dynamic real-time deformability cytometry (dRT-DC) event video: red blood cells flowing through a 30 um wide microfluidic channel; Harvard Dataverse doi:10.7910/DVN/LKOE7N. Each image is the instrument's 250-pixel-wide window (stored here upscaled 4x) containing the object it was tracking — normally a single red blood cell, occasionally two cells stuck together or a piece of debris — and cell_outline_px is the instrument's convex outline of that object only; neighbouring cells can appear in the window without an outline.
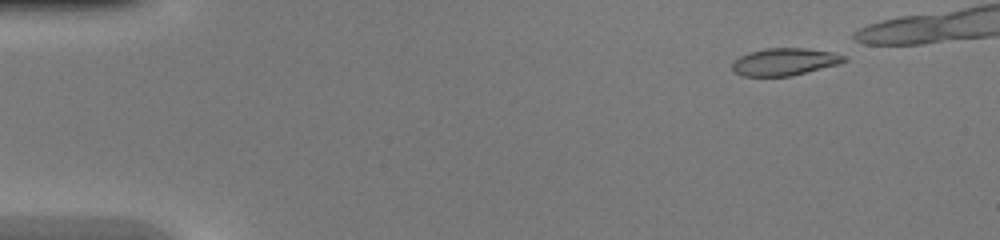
{"species": "common noctule bat (a hibernating species)", "species_latin": "Nyctalus noctula", "temperature_condition": "warm", "stored_images_in_passage": 34, "camera_frame_rate_fps": 3000, "um_per_image_px": 0.085, "animal": {"sex": "female", "body_mass_g": 20.0, "forearm_length_mm": 54.0}, "frame": {"image": 1, "passage_image": 1, "time_ms": 0.0, "image_size_px": [1000, 240], "cell_outline_px": [[848, 60], [840, 64], [792, 76], [740, 76], [732, 72], [732, 60], [748, 52], [764, 48], [804, 48], [832, 52], [844, 56]], "centroid_in_image_um": [66.65, 5.26], "position_along_channel_um": 18.4, "area_um2": 18.09}}
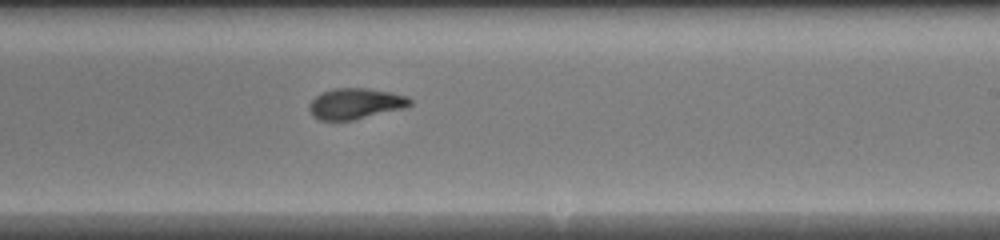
{"frame": {"image": 2, "passage_image": 24, "time_ms": 7.667, "image_size_px": [1000, 240], "cell_outline_px": [[412, 104], [404, 108], [352, 120], [320, 120], [312, 116], [308, 108], [308, 104], [320, 92], [332, 88], [364, 88], [388, 92], [408, 96], [412, 100]], "centroid_in_image_um": [30.18, 8.8], "position_along_channel_um": 258.8, "area_um2": 18.09}}
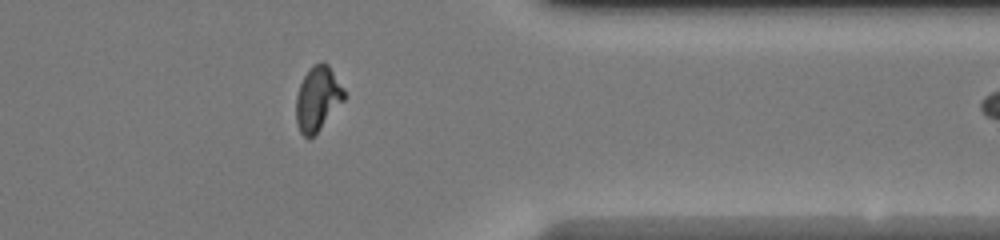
{"frame": {"image": 3, "passage_image": 33, "time_ms": 10.667, "image_size_px": [1000, 240], "cell_outline_px": [[344, 100], [320, 128], [308, 140], [300, 132], [296, 120], [296, 96], [300, 84], [308, 68], [312, 64], [320, 60], [324, 60], [328, 64], [344, 88]], "centroid_in_image_um": [26.99, 8.33], "position_along_channel_um": 384.4, "area_um2": 18.09}}